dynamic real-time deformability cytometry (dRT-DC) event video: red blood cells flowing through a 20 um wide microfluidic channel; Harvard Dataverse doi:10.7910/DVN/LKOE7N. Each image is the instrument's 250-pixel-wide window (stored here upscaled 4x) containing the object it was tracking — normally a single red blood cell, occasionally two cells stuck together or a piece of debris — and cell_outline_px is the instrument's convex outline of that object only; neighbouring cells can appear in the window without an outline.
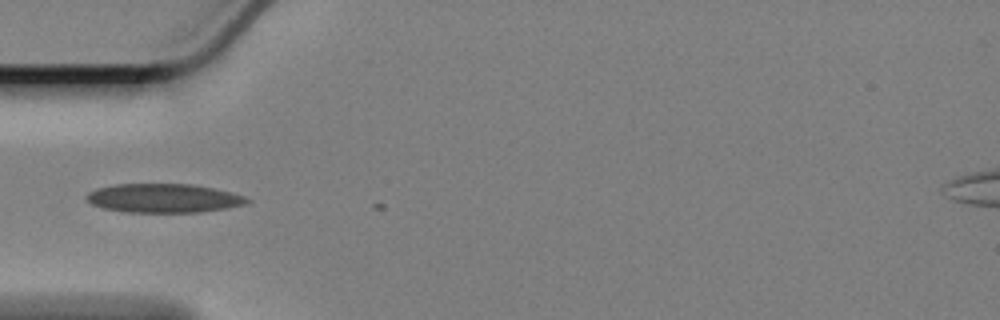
{"species": "Egyptian fruit bat (a non-hibernating species)", "species_latin": "Rousettus aegyptiacus", "temperature_condition": "cold", "stored_images_in_passage": 3, "camera_frame_rate_fps": 3000, "um_per_image_px": 0.085, "animal": {"sex": "female"}, "frame": {"image": 1, "passage_image": 1, "time_ms": 0.0, "image_size_px": [1000, 320], "cell_outline_px": [[252, 200], [248, 204], [228, 208], [200, 212], [124, 212], [104, 208], [92, 204], [84, 196], [88, 192], [96, 188], [116, 184], [192, 184], [216, 188], [232, 192], [244, 196]], "centroid_in_image_um": [13.95, 16.84], "position_along_channel_um": 71.1, "area_um2": 27.28}}